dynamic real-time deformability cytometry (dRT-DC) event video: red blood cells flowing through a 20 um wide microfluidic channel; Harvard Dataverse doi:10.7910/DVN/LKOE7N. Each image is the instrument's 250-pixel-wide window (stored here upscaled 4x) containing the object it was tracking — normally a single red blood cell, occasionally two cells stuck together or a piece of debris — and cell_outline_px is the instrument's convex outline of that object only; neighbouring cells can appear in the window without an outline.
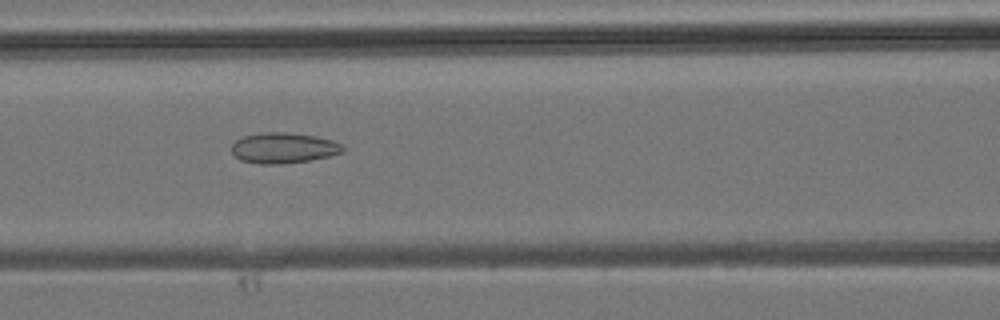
{"species": "common noctule bat (a hibernating species)", "species_latin": "Nyctalus noctula", "temperature_condition": "room temperature", "stored_images_in_passage": 31, "camera_frame_rate_fps": 3000, "um_per_image_px": 0.085, "animal": {"sex": "male", "body_mass_g": 19.2, "forearm_length_mm": 51.8}, "frame": {"image": 1, "passage_image": 7, "time_ms": 2.0, "image_size_px": [1000, 320], "cell_outline_px": [[348, 148], [344, 152], [328, 156], [308, 160], [280, 164], [260, 164], [240, 160], [232, 152], [232, 144], [236, 140], [244, 136], [264, 132], [284, 132], [316, 136], [332, 140]], "centroid_in_image_um": [24.12, 12.57], "position_along_channel_um": 142.5, "area_um2": 19.77}}
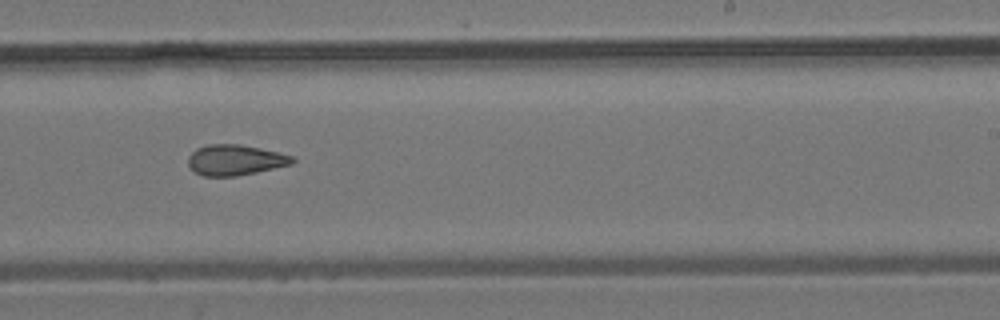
{"frame": {"image": 2, "passage_image": 15, "time_ms": 4.667, "image_size_px": [1000, 320], "cell_outline_px": [[296, 160], [292, 164], [256, 172], [236, 176], [204, 176], [196, 172], [188, 164], [188, 156], [196, 148], [208, 144], [240, 144], [280, 152], [292, 156]], "centroid_in_image_um": [20.0, 13.59], "position_along_channel_um": 269.0, "area_um2": 18.55}}
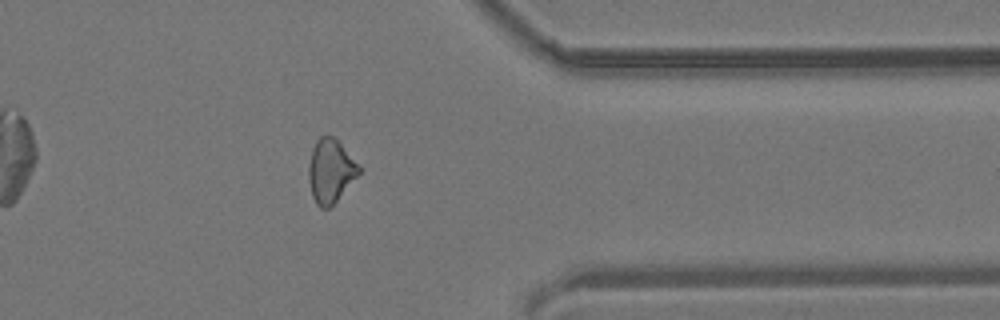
{"frame": {"image": 3, "passage_image": 23, "time_ms": 7.333, "image_size_px": [1000, 320], "cell_outline_px": [[360, 172], [336, 200], [328, 208], [320, 208], [316, 204], [312, 196], [308, 180], [308, 164], [312, 148], [316, 140], [320, 136], [332, 136], [340, 144], [360, 168]], "centroid_in_image_um": [28.03, 14.54], "position_along_channel_um": 383.4, "area_um2": 18.15}}